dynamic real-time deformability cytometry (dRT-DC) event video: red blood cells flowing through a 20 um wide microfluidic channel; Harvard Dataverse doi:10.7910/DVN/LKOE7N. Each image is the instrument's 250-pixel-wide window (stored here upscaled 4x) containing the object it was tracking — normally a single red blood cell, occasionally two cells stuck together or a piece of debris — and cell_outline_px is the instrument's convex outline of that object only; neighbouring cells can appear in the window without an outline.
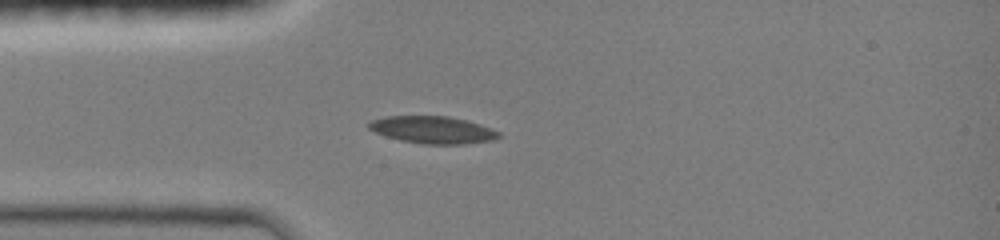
{"species": "common noctule bat (a hibernating species)", "species_latin": "Nyctalus noctula", "temperature_condition": "room temperature", "stored_images_in_passage": 35, "camera_frame_rate_fps": 3000, "um_per_image_px": 0.085, "animal": {"sex": "female", "body_mass_g": 19.0, "forearm_length_mm": 51.5}, "frame": {"image": 1, "passage_image": 1, "time_ms": 0.0, "image_size_px": [1000, 240], "cell_outline_px": [[500, 136], [492, 140], [464, 144], [424, 144], [400, 140], [376, 132], [368, 128], [368, 124], [372, 120], [384, 116], [448, 116], [480, 124], [500, 132]], "centroid_in_image_um": [36.78, 11.03], "position_along_channel_um": 48.2, "area_um2": 20.4}}
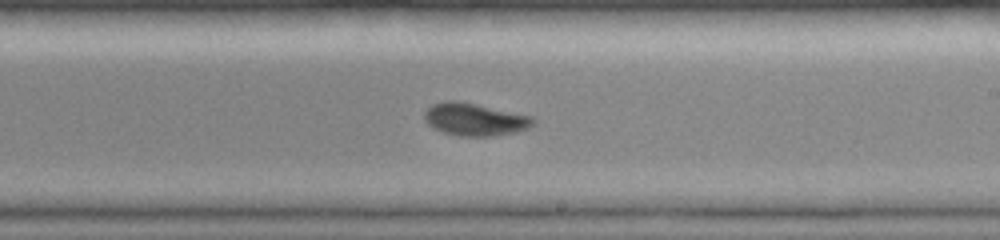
{"frame": {"image": 2, "passage_image": 16, "time_ms": 5.0, "image_size_px": [1000, 240], "cell_outline_px": [[536, 120], [528, 128], [516, 132], [492, 136], [460, 136], [444, 132], [432, 128], [424, 120], [424, 112], [432, 104], [444, 100], [456, 100], [476, 104], [532, 116]], "centroid_in_image_um": [40.32, 10.14], "position_along_channel_um": 248.7, "area_um2": 20.63}}
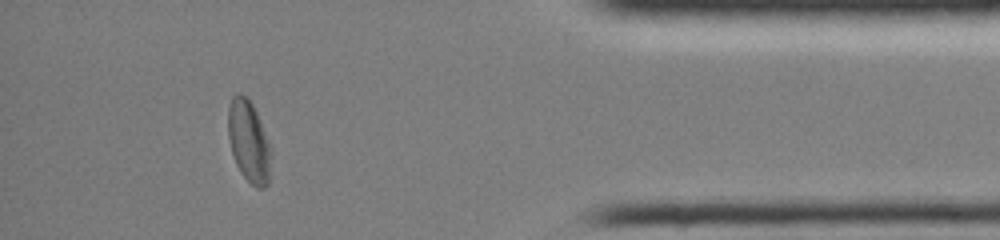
{"frame": {"image": 3, "passage_image": 30, "time_ms": 9.667, "image_size_px": [1000, 240], "cell_outline_px": [[272, 152], [268, 184], [264, 188], [256, 188], [240, 172], [236, 164], [232, 152], [228, 136], [228, 108], [232, 96], [236, 92], [240, 92], [248, 96], [256, 112], [272, 148]], "centroid_in_image_um": [21.15, 12.0], "position_along_channel_um": 414.0, "area_um2": 20.69}, "authors_computed_cell_mechanics": {"area_um2": 20.808, "velocity_mm_per_s": 4.1545, "shape_relaxation_time_tau1_ms": 9.3512, "shape_relaxation_time_tau2_ms": 2.7014, "deformation_change_tau1": 0.2224, "deformation_change_tau2": 0.053}}